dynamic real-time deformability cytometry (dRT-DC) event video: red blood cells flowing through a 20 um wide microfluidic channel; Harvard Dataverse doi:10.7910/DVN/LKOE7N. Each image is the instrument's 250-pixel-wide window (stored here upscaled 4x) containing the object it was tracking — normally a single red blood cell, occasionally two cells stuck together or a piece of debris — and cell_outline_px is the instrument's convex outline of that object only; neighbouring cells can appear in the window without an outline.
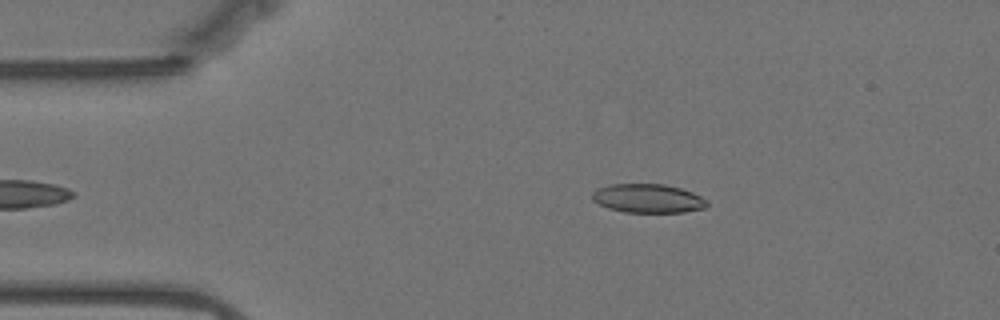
{"species": "Egyptian fruit bat (a non-hibernating species)", "species_latin": "Rousettus aegyptiacus", "temperature_condition": "warm", "stored_images_in_passage": 44, "camera_frame_rate_fps": 3000, "um_per_image_px": 0.085, "animal": {"sex": "female"}, "frame": {"image": 1, "passage_image": 4, "time_ms": 1.0, "image_size_px": [1000, 320], "cell_outline_px": [[708, 204], [704, 208], [684, 212], [624, 212], [608, 208], [592, 200], [592, 192], [596, 188], [608, 184], [664, 184], [680, 188], [692, 192], [708, 200]], "centroid_in_image_um": [55.05, 16.86], "position_along_channel_um": 29.9, "area_um2": 19.36}}
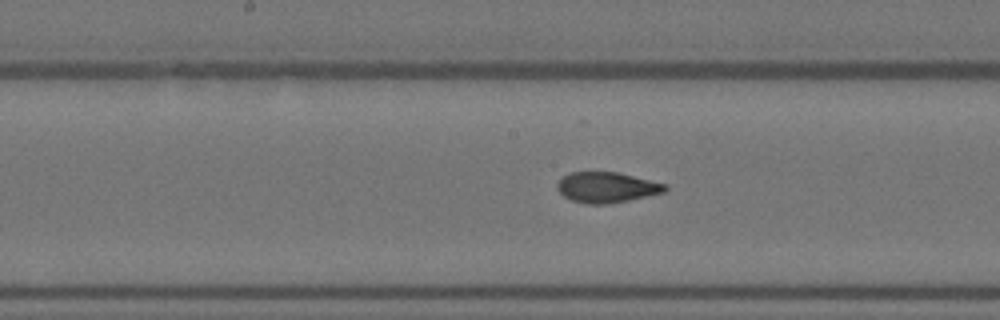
{"frame": {"image": 2, "passage_image": 22, "time_ms": 7.0, "image_size_px": [1000, 320], "cell_outline_px": [[668, 188], [664, 192], [628, 200], [608, 204], [584, 204], [572, 200], [564, 196], [556, 188], [556, 184], [568, 172], [616, 172], [668, 184]], "centroid_in_image_um": [51.56, 15.92], "position_along_channel_um": 196.6, "area_um2": 19.13}}
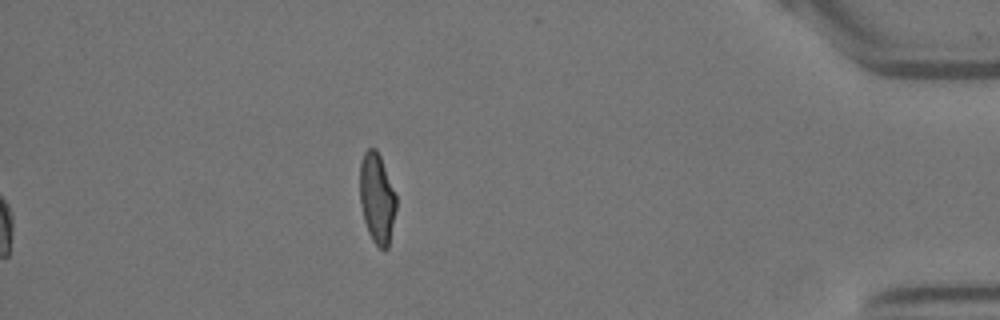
{"frame": {"image": 3, "passage_image": 44, "time_ms": 14.333, "image_size_px": [1000, 320], "cell_outline_px": [[396, 208], [388, 248], [384, 252], [372, 240], [368, 232], [364, 220], [360, 204], [360, 164], [364, 152], [368, 148], [376, 148], [380, 156], [396, 196]], "centroid_in_image_um": [32.03, 16.87], "position_along_channel_um": 403.2, "area_um2": 19.02}, "authors_computed_cell_mechanics": {"area_um2": 19.363, "velocity_mm_per_s": 3.4958, "shape_relaxation_time_tau1_ms": 11.3678, "shape_relaxation_time_tau2_ms": 1.6567, "deformation_change_tau1": 0.2954, "deformation_change_tau2": 0.0682}}